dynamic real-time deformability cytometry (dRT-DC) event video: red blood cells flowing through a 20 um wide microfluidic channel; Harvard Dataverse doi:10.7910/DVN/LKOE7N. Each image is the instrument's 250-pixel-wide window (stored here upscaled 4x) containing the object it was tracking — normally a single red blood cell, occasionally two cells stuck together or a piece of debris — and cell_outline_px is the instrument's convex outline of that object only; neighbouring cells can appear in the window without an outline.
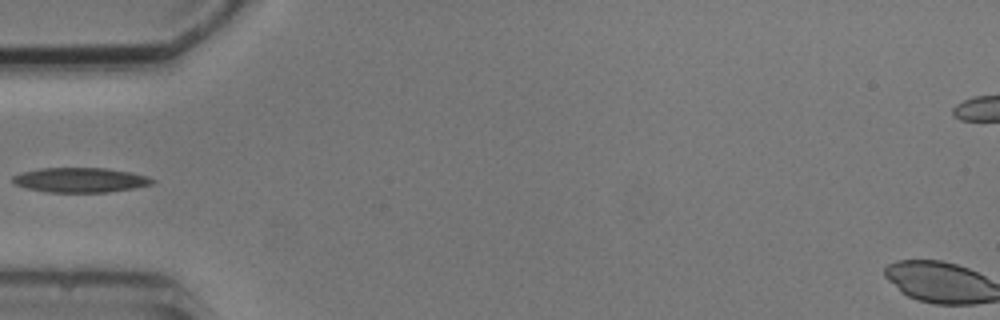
{"species": "common noctule bat (a hibernating species)", "species_latin": "Nyctalus noctula", "temperature_condition": "cold", "stored_images_in_passage": 5, "camera_frame_rate_fps": 3000, "um_per_image_px": 0.085, "animal": {"sex": "male", "body_mass_g": 20.5, "forearm_length_mm": 52.5}, "frame": {"image": 1, "passage_image": 3, "time_ms": 3.667, "image_size_px": [1000, 320], "cell_outline_px": [[156, 180], [152, 184], [136, 188], [108, 192], [48, 192], [28, 188], [12, 184], [12, 176], [24, 172], [40, 168], [104, 168], [132, 172], [148, 176]], "centroid_in_image_um": [6.85, 15.3], "position_along_channel_um": 78.1, "area_um2": 20.17}}
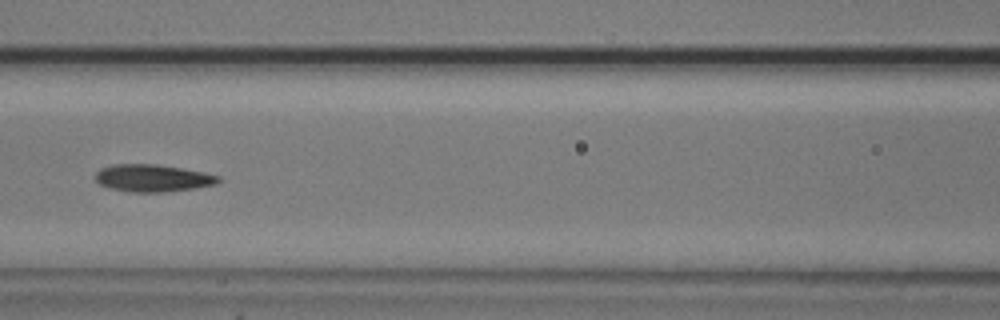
{"frame": {"image": 2, "passage_image": 5, "time_ms": 5.667, "image_size_px": [1000, 320], "cell_outline_px": [[220, 180], [216, 184], [196, 188], [164, 192], [132, 192], [108, 188], [100, 184], [96, 180], [96, 172], [100, 168], [112, 164], [156, 164], [204, 172], [220, 176]], "centroid_in_image_um": [12.97, 15.14], "position_along_channel_um": 153.6, "area_um2": 19.59}}